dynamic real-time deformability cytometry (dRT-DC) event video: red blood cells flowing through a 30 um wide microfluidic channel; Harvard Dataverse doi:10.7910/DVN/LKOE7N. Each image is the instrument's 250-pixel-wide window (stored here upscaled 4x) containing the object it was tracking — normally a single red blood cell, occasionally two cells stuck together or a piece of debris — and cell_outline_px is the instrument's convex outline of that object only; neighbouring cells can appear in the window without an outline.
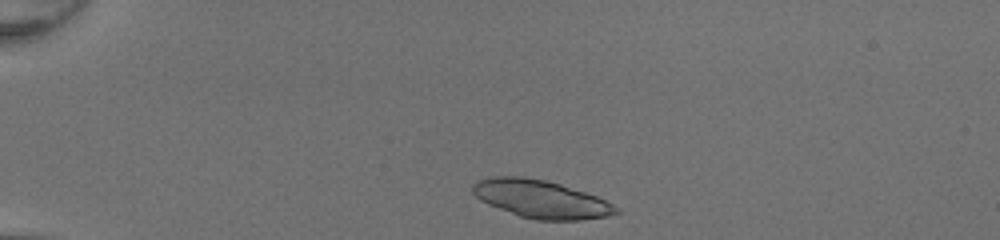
{"species": "common noctule bat (a hibernating species)", "species_latin": "Nyctalus noctula", "temperature_condition": "room temperature", "stored_images_in_passage": 35, "camera_frame_rate_fps": 3000, "um_per_image_px": 0.085, "animal": {"sex": "female", "body_mass_g": 20.0, "forearm_length_mm": 54.0}, "frame": {"image": 1, "passage_image": 2, "time_ms": 0.333, "image_size_px": [1000, 240], "cell_outline_px": [[620, 212], [608, 216], [580, 220], [536, 220], [520, 216], [488, 204], [480, 200], [472, 192], [472, 184], [476, 180], [492, 176], [524, 176], [544, 180], [560, 184], [596, 196], [620, 208]], "centroid_in_image_um": [45.95, 16.92], "position_along_channel_um": 39.0, "area_um2": 31.62}}